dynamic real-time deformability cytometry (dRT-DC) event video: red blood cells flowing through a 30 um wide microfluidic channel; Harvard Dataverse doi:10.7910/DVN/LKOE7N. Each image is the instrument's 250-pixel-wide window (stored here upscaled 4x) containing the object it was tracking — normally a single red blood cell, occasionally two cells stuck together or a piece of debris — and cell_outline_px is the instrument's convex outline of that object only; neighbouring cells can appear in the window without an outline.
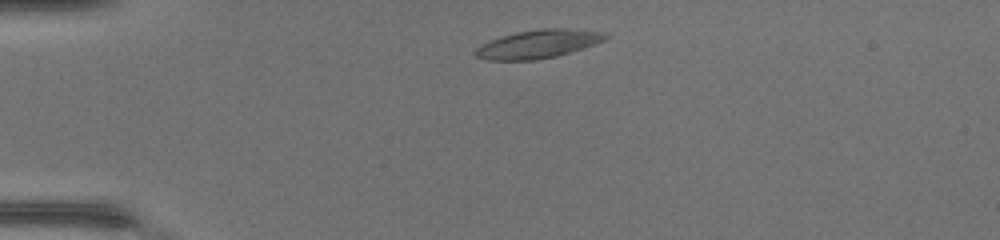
{"species": "common noctule bat (a hibernating species)", "species_latin": "Nyctalus noctula", "temperature_condition": "warm", "stored_images_in_passage": 39, "camera_frame_rate_fps": 3000, "um_per_image_px": 0.085, "animal": {"sex": "female", "body_mass_g": 17.0, "forearm_length_mm": 48.0}, "frame": {"image": 1, "passage_image": 3, "time_ms": 0.667, "image_size_px": [1000, 240], "cell_outline_px": [[608, 36], [604, 40], [556, 56], [532, 60], [488, 60], [476, 56], [472, 52], [480, 44], [488, 40], [500, 36], [516, 32], [540, 28], [564, 28], [604, 32]], "centroid_in_image_um": [45.65, 3.73], "position_along_channel_um": 39.4, "area_um2": 21.33}}
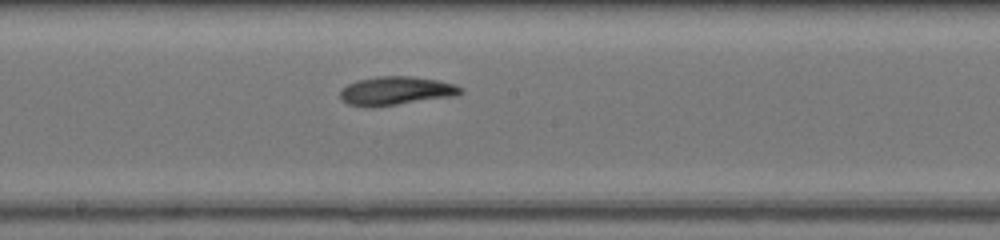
{"frame": {"image": 2, "passage_image": 18, "time_ms": 5.667, "image_size_px": [1000, 240], "cell_outline_px": [[464, 92], [456, 96], [372, 108], [348, 104], [340, 96], [340, 92], [348, 84], [356, 80], [376, 76], [412, 76], [436, 80], [452, 84], [464, 88]], "centroid_in_image_um": [33.68, 7.73], "position_along_channel_um": 214.5, "area_um2": 20.17}}
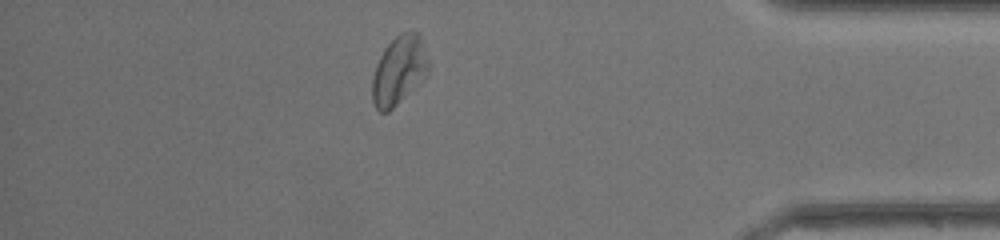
{"frame": {"image": 3, "passage_image": 33, "time_ms": 10.667, "image_size_px": [1000, 240], "cell_outline_px": [[428, 76], [420, 84], [388, 112], [380, 112], [376, 108], [372, 100], [372, 76], [376, 64], [384, 48], [400, 32], [416, 32], [420, 36], [428, 60]], "centroid_in_image_um": [33.91, 6.01], "position_along_channel_um": 401.3, "area_um2": 22.6}, "authors_computed_cell_mechanics": {"area_um2": 20.2878, "velocity_mm_per_s": 4.4029, "shape_relaxation_time_tau1_ms": 5.0575, "shape_relaxation_time_tau2_ms": 3.4685, "deformation_change_tau1": 0.1713, "deformation_change_tau2": 0.1197}}